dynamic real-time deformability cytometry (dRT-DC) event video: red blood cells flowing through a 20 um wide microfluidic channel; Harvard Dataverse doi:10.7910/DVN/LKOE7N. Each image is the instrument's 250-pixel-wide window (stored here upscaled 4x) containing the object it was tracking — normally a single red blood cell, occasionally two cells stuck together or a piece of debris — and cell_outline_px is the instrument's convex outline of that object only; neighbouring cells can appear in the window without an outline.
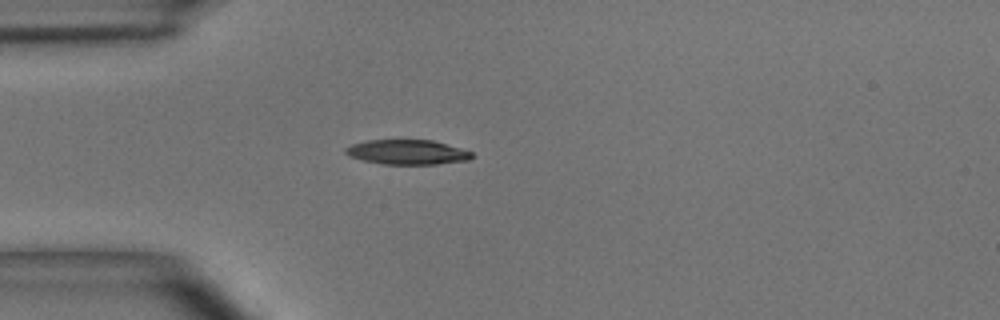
{"species": "common noctule bat (a hibernating species)", "species_latin": "Nyctalus noctula", "temperature_condition": "room temperature", "stored_images_in_passage": 36, "camera_frame_rate_fps": 3000, "um_per_image_px": 0.085, "animal": {"sex": "male", "body_mass_g": 15.6}, "frame": {"image": 1, "passage_image": 1, "time_ms": 0.0, "image_size_px": [1000, 320], "cell_outline_px": [[472, 156], [468, 160], [436, 164], [384, 164], [364, 160], [348, 156], [344, 152], [344, 148], [352, 144], [368, 140], [432, 140], [460, 148], [472, 152]], "centroid_in_image_um": [34.58, 12.93], "position_along_channel_um": 50.4, "area_um2": 18.03}}
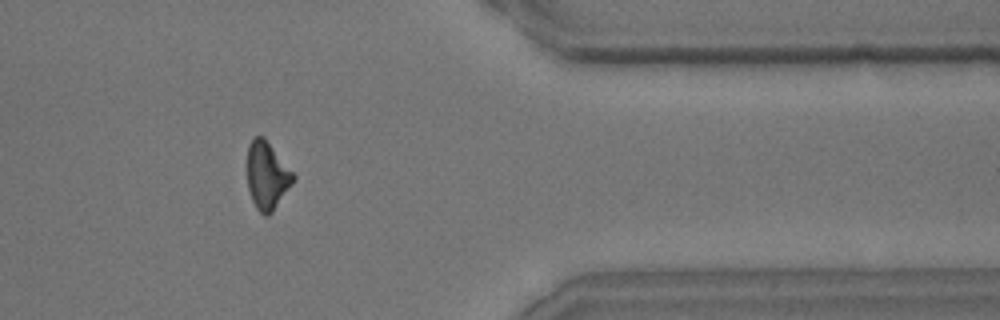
{"frame": {"image": 2, "passage_image": 28, "time_ms": 9.0, "image_size_px": [1000, 320], "cell_outline_px": [[296, 180], [272, 212], [268, 216], [264, 216], [256, 208], [252, 200], [248, 188], [248, 144], [256, 136], [264, 136], [296, 176]], "centroid_in_image_um": [22.72, 14.93], "position_along_channel_um": 388.7, "area_um2": 18.15}}
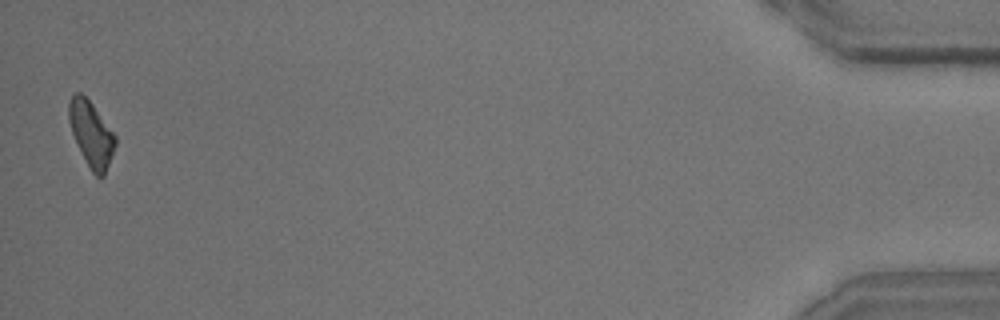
{"frame": {"image": 3, "passage_image": 36, "time_ms": 11.667, "image_size_px": [1000, 320], "cell_outline_px": [[116, 144], [112, 156], [104, 176], [96, 176], [92, 172], [72, 132], [68, 120], [68, 100], [76, 92], [80, 92], [92, 104], [116, 136]], "centroid_in_image_um": [7.76, 11.36], "position_along_channel_um": 427.4, "area_um2": 17.22}, "authors_computed_cell_mechanics": {"area_um2": 18.496, "velocity_mm_per_s": 4.0726, "shape_relaxation_time_tau1_ms": 4.2049, "shape_relaxation_time_tau2_ms": 4.1161, "deformation_change_tau1": 0.1485, "deformation_change_tau2": 0.1221}}